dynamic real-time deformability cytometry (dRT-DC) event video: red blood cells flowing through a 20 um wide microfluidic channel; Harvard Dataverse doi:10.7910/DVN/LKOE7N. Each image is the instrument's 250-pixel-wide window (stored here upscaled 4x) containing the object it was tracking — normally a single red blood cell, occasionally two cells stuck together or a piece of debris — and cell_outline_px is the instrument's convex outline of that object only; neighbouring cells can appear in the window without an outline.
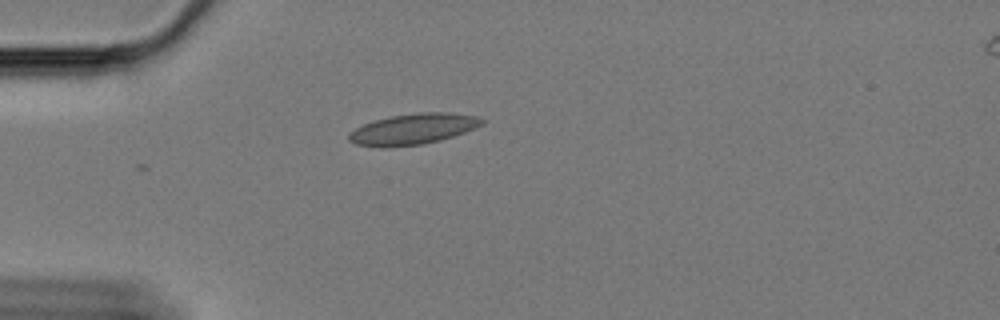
{"species": "Egyptian fruit bat (a non-hibernating species)", "species_latin": "Rousettus aegyptiacus", "temperature_condition": "cold", "stored_images_in_passage": 23, "camera_frame_rate_fps": 3000, "um_per_image_px": 0.085, "animal": {"sex": "female"}, "frame": {"image": 1, "passage_image": 1, "time_ms": 0.0, "image_size_px": [1000, 320], "cell_outline_px": [[484, 124], [464, 132], [440, 140], [420, 144], [356, 144], [348, 140], [348, 132], [364, 124], [376, 120], [392, 116], [416, 112], [452, 112], [476, 116], [484, 120]], "centroid_in_image_um": [35.19, 10.91], "position_along_channel_um": 49.8, "area_um2": 22.89}}
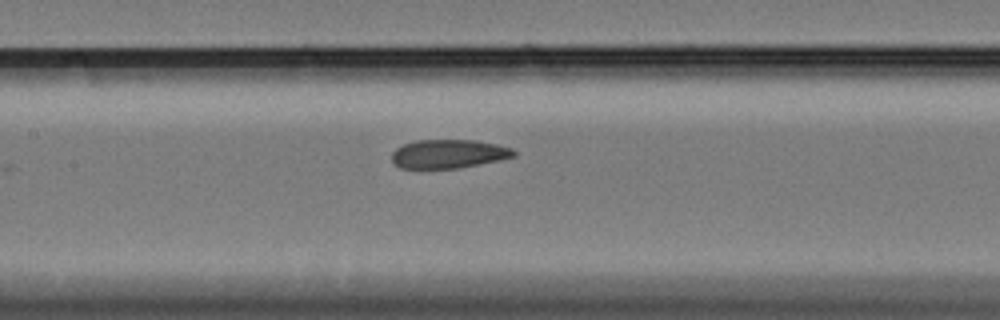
{"frame": {"image": 2, "passage_image": 13, "time_ms": 4.0, "image_size_px": [1000, 320], "cell_outline_px": [[516, 156], [500, 160], [456, 168], [400, 168], [392, 160], [392, 152], [396, 148], [404, 144], [416, 140], [476, 140], [496, 144], [512, 148], [516, 152]], "centroid_in_image_um": [38.14, 13.07], "position_along_channel_um": 169.3, "area_um2": 20.35}}
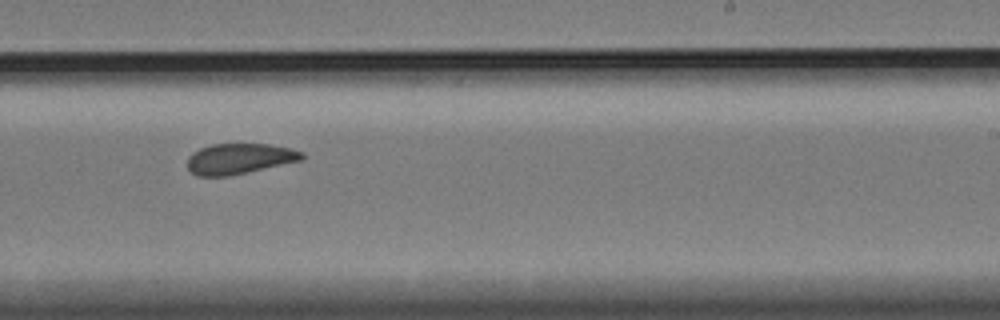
{"frame": {"image": 3, "passage_image": 22, "time_ms": 7.0, "image_size_px": [1000, 320], "cell_outline_px": [[304, 160], [228, 176], [196, 176], [188, 168], [188, 156], [192, 152], [200, 148], [212, 144], [268, 144], [292, 148], [304, 152]], "centroid_in_image_um": [20.37, 13.48], "position_along_channel_um": 268.6, "area_um2": 20.52}}